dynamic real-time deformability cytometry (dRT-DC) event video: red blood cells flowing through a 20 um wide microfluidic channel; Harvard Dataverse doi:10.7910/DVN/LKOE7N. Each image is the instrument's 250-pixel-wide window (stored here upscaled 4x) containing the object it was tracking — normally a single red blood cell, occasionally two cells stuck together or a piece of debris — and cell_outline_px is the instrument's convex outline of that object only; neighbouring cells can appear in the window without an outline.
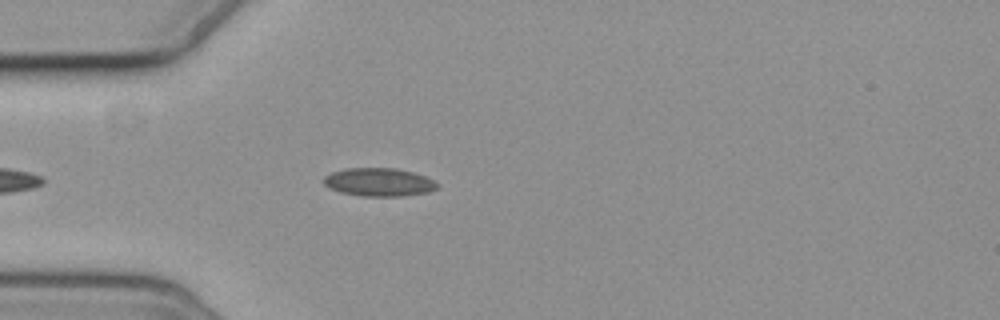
{"species": "common noctule bat (a hibernating species)", "species_latin": "Nyctalus noctula", "temperature_condition": "cold", "stored_images_in_passage": 2, "camera_frame_rate_fps": 3000, "um_per_image_px": 0.085, "animal": {"sex": "female", "body_mass_g": 19.3, "forearm_length_mm": 54.1}, "frame": {"image": 1, "passage_image": 2, "time_ms": 1.0, "image_size_px": [1000, 320], "cell_outline_px": [[440, 184], [436, 188], [428, 192], [400, 196], [364, 196], [340, 192], [328, 188], [324, 184], [324, 176], [332, 172], [344, 168], [396, 168], [412, 172], [436, 180]], "centroid_in_image_um": [32.21, 15.47], "position_along_channel_um": 52.8, "area_um2": 18.73}}